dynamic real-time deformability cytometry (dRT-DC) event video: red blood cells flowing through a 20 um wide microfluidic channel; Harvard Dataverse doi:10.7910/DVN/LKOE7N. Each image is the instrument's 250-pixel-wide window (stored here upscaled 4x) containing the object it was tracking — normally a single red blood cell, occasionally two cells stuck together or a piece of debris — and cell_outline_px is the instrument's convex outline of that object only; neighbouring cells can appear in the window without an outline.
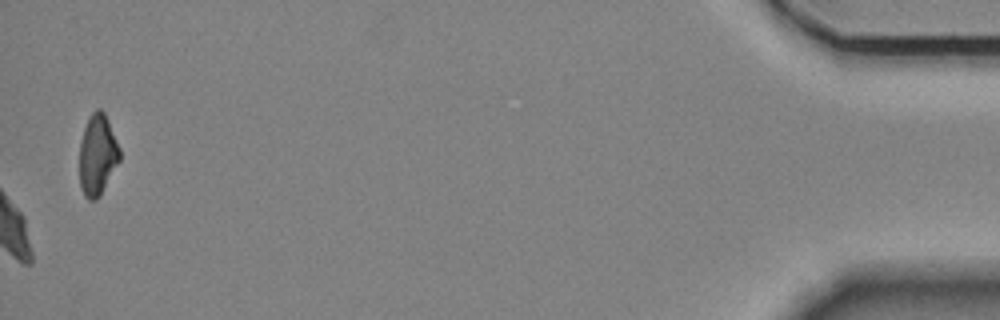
{"species": "Egyptian fruit bat (a non-hibernating species)", "species_latin": "Rousettus aegyptiacus", "temperature_condition": "room temperature", "stored_images_in_passage": 57, "camera_frame_rate_fps": 3000, "um_per_image_px": 0.085, "animal": {"sex": "female"}, "frame": {"image": 1, "passage_image": 57, "time_ms": 18.667, "image_size_px": [1000, 320], "cell_outline_px": [[120, 160], [100, 196], [96, 200], [88, 200], [84, 196], [80, 184], [80, 140], [84, 128], [92, 112], [96, 108], [100, 108], [104, 112], [108, 120], [120, 148]], "centroid_in_image_um": [8.29, 13.17], "position_along_channel_um": 426.9, "area_um2": 18.96}, "authors_computed_cell_mechanics": {"area_um2": 23.698, "velocity_mm_per_s": 3.4934, "shape_relaxation_time_tau1_ms": 6.2484, "shape_relaxation_time_tau2_ms": 3.1842, "deformation_change_tau1": 0.1869, "deformation_change_tau2": 0.1064}}